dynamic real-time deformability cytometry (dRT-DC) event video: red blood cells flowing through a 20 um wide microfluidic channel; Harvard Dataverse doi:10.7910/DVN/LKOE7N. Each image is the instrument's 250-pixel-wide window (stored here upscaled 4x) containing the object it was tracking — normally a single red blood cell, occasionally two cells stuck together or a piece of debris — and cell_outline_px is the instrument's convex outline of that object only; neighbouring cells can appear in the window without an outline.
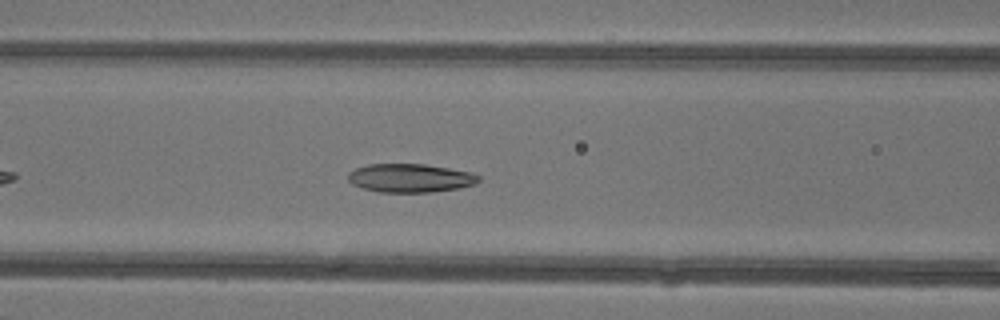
{"species": "common noctule bat (a hibernating species)", "species_latin": "Nyctalus noctula", "temperature_condition": "warm", "stored_images_in_passage": 36, "camera_frame_rate_fps": 3000, "um_per_image_px": 0.085, "animal": {"sex": "female"}, "frame": {"image": 1, "passage_image": 9, "time_ms": 2.667, "image_size_px": [1000, 320], "cell_outline_px": [[480, 180], [476, 184], [460, 188], [432, 192], [380, 192], [364, 188], [352, 184], [348, 180], [348, 172], [356, 168], [368, 164], [424, 164], [472, 172], [480, 176]], "centroid_in_image_um": [34.89, 15.13], "position_along_channel_um": 131.7, "area_um2": 21.79}}
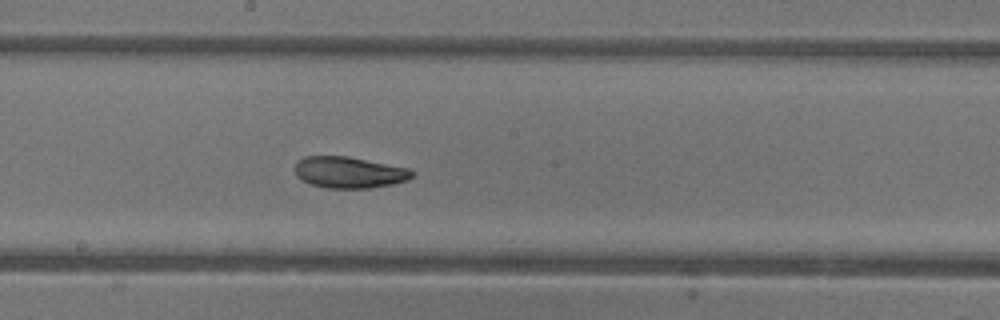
{"frame": {"image": 2, "passage_image": 15, "time_ms": 4.667, "image_size_px": [1000, 320], "cell_outline_px": [[412, 176], [408, 180], [392, 184], [368, 188], [328, 188], [312, 184], [300, 180], [296, 176], [296, 164], [304, 156], [348, 156], [408, 168], [412, 172]], "centroid_in_image_um": [29.66, 14.65], "position_along_channel_um": 218.5, "area_um2": 21.21}}
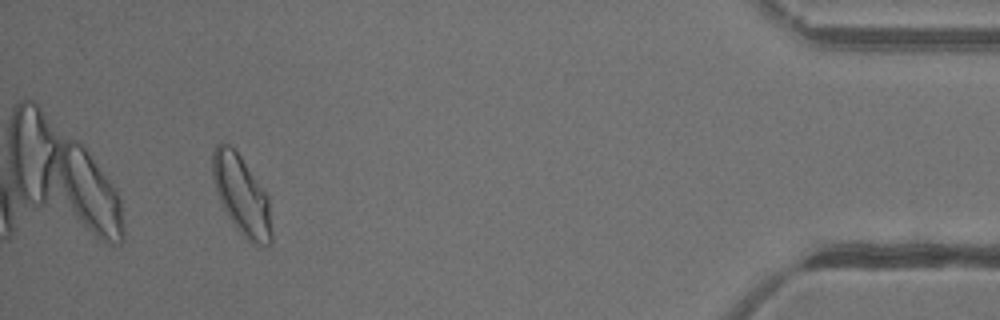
{"frame": {"image": 3, "passage_image": 33, "time_ms": 10.667, "image_size_px": [1000, 320], "cell_outline_px": [[272, 240], [268, 244], [256, 244], [248, 240], [240, 232], [228, 216], [216, 192], [212, 176], [212, 148], [216, 144], [228, 144], [240, 156], [268, 196], [272, 232]], "centroid_in_image_um": [20.52, 16.58], "position_along_channel_um": 414.7, "area_um2": 26.7}, "authors_computed_cell_mechanics": {"area_um2": 22.5131, "velocity_mm_per_s": 4.3525, "shape_relaxation_time_tau1_ms": 3.6283, "shape_relaxation_time_tau2_ms": 3.2222, "deformation_change_tau1": 0.1339, "deformation_change_tau2": 0.0967}}